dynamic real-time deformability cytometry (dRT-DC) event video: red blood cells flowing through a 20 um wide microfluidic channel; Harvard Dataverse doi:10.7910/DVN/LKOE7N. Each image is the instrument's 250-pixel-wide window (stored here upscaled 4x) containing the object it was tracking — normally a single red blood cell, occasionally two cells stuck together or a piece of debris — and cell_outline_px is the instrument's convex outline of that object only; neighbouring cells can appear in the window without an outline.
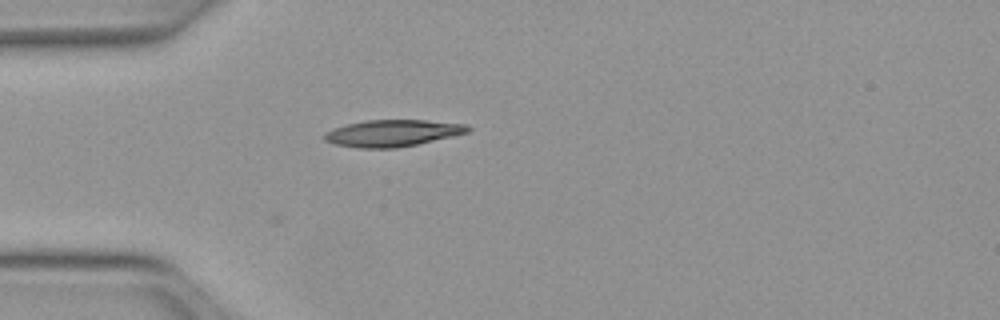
{"species": "Egyptian fruit bat (a non-hibernating species)", "species_latin": "Rousettus aegyptiacus", "temperature_condition": "warm", "stored_images_in_passage": 37, "camera_frame_rate_fps": 3000, "um_per_image_px": 0.085, "animal": {"sex": "female"}, "frame": {"image": 1, "passage_image": 1, "time_ms": 0.0, "image_size_px": [1000, 320], "cell_outline_px": [[472, 128], [468, 132], [452, 136], [416, 144], [396, 148], [360, 148], [332, 144], [324, 140], [324, 132], [332, 128], [364, 120], [428, 120], [468, 124]], "centroid_in_image_um": [33.34, 11.31], "position_along_channel_um": 51.7, "area_um2": 22.43}}
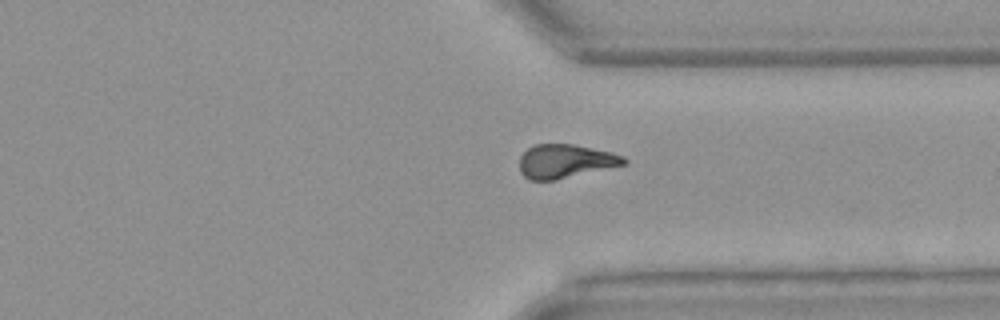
{"frame": {"image": 2, "passage_image": 25, "time_ms": 8.0, "image_size_px": [1000, 320], "cell_outline_px": [[628, 164], [556, 180], [528, 180], [520, 172], [520, 156], [532, 144], [572, 144], [612, 152], [624, 156], [628, 160]], "centroid_in_image_um": [48.07, 13.71], "position_along_channel_um": 363.3, "area_um2": 20.75}}
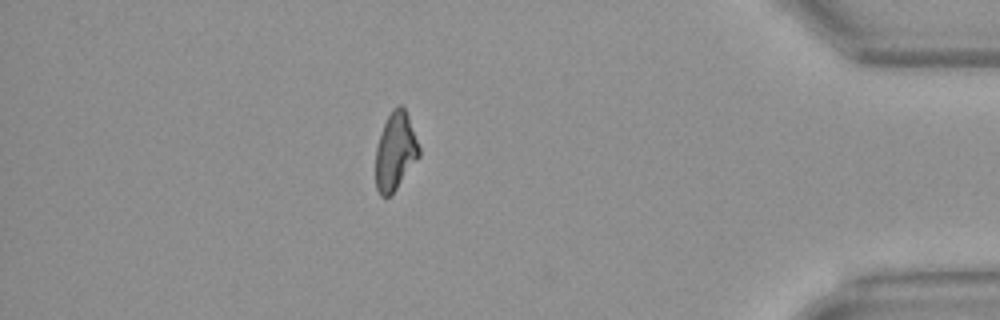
{"frame": {"image": 3, "passage_image": 31, "time_ms": 10.0, "image_size_px": [1000, 320], "cell_outline_px": [[420, 156], [396, 188], [388, 196], [380, 196], [376, 188], [376, 148], [384, 124], [392, 108], [396, 104], [400, 104], [404, 108], [408, 116], [420, 148]], "centroid_in_image_um": [33.61, 12.84], "position_along_channel_um": 401.6, "area_um2": 19.42}, "authors_computed_cell_mechanics": {"area_um2": 21.097, "velocity_mm_per_s": 4.0293, "shape_relaxation_time_tau1_ms": 10.5576, "shape_relaxation_time_tau2_ms": 4.2439, "deformation_change_tau1": 0.2746, "deformation_change_tau2": 0.1167}}